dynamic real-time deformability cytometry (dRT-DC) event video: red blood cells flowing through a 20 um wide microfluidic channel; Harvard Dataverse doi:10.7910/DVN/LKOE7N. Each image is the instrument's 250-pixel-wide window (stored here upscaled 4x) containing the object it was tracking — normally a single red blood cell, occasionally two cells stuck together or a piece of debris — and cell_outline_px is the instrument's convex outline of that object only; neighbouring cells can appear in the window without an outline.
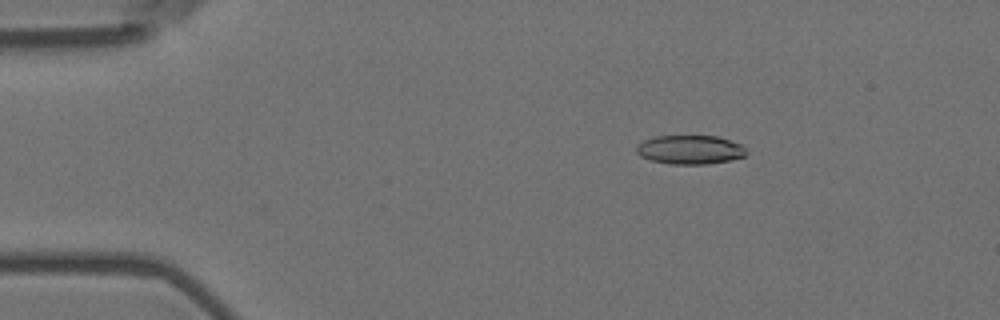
{"species": "Egyptian fruit bat (a non-hibernating species)", "species_latin": "Rousettus aegyptiacus", "temperature_condition": "room temperature", "stored_images_in_passage": 48, "camera_frame_rate_fps": 3000, "um_per_image_px": 0.085, "animal": {"sex": "female"}, "frame": {"image": 1, "passage_image": 1, "time_ms": 0.0, "image_size_px": [1000, 320], "cell_outline_px": [[748, 152], [744, 156], [732, 160], [708, 164], [672, 164], [648, 160], [640, 156], [636, 152], [636, 144], [644, 140], [656, 136], [716, 136], [740, 144]], "centroid_in_image_um": [58.62, 12.73], "position_along_channel_um": 26.4, "area_um2": 18.61}}
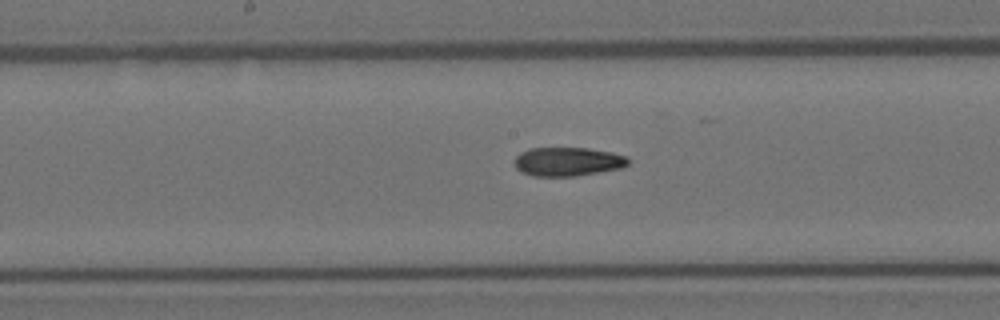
{"frame": {"image": 2, "passage_image": 21, "time_ms": 6.667, "image_size_px": [1000, 320], "cell_outline_px": [[628, 164], [620, 168], [576, 176], [532, 176], [520, 172], [516, 168], [516, 156], [520, 152], [528, 148], [588, 148], [612, 152], [628, 156]], "centroid_in_image_um": [48.24, 13.73], "position_along_channel_um": 200.0, "area_um2": 19.13}}
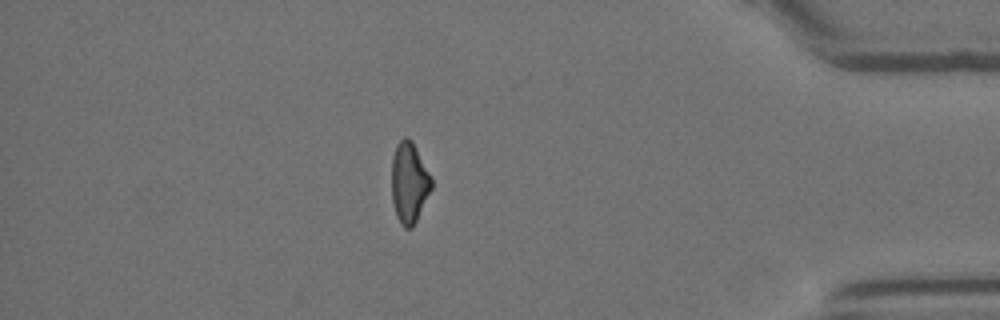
{"frame": {"image": 3, "passage_image": 41, "time_ms": 13.333, "image_size_px": [1000, 320], "cell_outline_px": [[432, 188], [412, 228], [404, 228], [400, 224], [396, 216], [392, 200], [392, 156], [396, 144], [404, 136], [412, 140], [432, 176]], "centroid_in_image_um": [34.78, 15.5], "position_along_channel_um": 400.4, "area_um2": 18.9}, "authors_computed_cell_mechanics": {"area_um2": 19.4497, "velocity_mm_per_s": 3.5881, "shape_relaxation_time_tau1_ms": 8.563, "shape_relaxation_time_tau2_ms": 4.2187, "deformation_change_tau1": 0.2162, "deformation_change_tau2": 0.123}}